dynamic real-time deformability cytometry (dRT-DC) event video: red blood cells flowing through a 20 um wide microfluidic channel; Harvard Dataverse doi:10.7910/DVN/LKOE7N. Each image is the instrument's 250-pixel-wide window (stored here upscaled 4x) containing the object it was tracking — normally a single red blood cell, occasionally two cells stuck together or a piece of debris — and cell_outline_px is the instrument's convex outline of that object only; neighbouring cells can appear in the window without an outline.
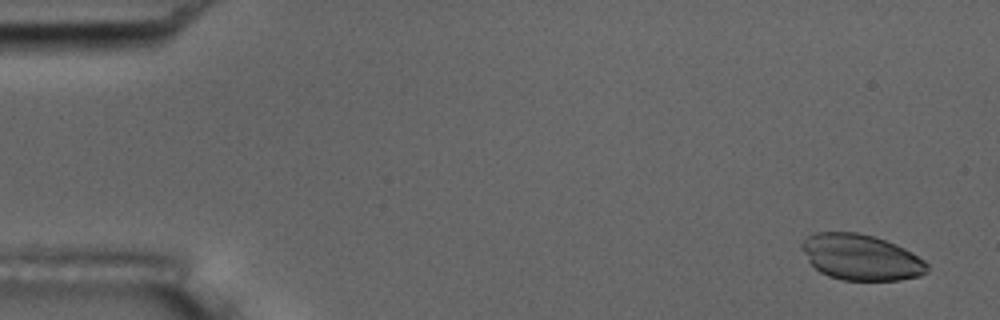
{"species": "common noctule bat (a hibernating species)", "species_latin": "Nyctalus noctula", "temperature_condition": "room temperature", "stored_images_in_passage": 5, "camera_frame_rate_fps": 3000, "um_per_image_px": 0.085, "animal": {"sex": "male", "body_mass_g": 17.5, "forearm_length_mm": 52.3}, "frame": {"image": 1, "passage_image": 1, "time_ms": 0.0, "image_size_px": [1000, 320], "cell_outline_px": [[928, 272], [920, 276], [900, 280], [840, 280], [828, 276], [820, 272], [808, 260], [800, 244], [808, 236], [816, 232], [856, 232], [876, 236], [896, 244], [912, 252], [924, 260], [928, 264]], "centroid_in_image_um": [73.2, 21.87], "position_along_channel_um": 11.8, "area_um2": 33.58}}